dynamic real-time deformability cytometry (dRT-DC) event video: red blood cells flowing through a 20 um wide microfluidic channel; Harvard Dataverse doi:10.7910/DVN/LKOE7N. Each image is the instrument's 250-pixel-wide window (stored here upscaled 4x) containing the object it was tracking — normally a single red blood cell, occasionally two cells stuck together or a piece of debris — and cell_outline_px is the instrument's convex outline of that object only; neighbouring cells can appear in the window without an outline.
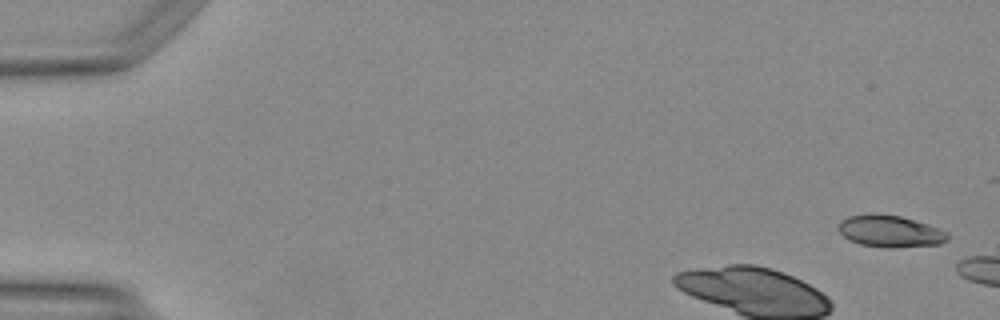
{"species": "Egyptian fruit bat (a non-hibernating species)", "species_latin": "Rousettus aegyptiacus", "temperature_condition": "warm", "stored_images_in_passage": 5, "camera_frame_rate_fps": 3000, "um_per_image_px": 0.085, "animal": {"sex": "female"}, "frame": {"image": 1, "passage_image": 1, "time_ms": 0.0, "image_size_px": [1000, 320], "cell_outline_px": [[948, 240], [940, 244], [896, 248], [884, 248], [860, 244], [844, 236], [836, 228], [836, 224], [840, 220], [848, 216], [900, 216], [928, 224], [940, 228], [948, 232]], "centroid_in_image_um": [75.69, 19.7], "position_along_channel_um": 9.3, "area_um2": 19.94}}